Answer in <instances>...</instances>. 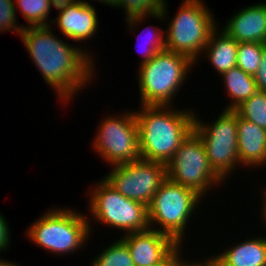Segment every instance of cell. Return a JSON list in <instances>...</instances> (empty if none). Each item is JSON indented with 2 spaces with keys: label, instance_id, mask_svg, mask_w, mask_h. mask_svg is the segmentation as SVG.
<instances>
[{
  "label": "cell",
  "instance_id": "9c48e42d",
  "mask_svg": "<svg viewBox=\"0 0 266 266\" xmlns=\"http://www.w3.org/2000/svg\"><path fill=\"white\" fill-rule=\"evenodd\" d=\"M167 178L194 190L202 198L225 182L211 168L201 138L192 131L166 165Z\"/></svg>",
  "mask_w": 266,
  "mask_h": 266
},
{
  "label": "cell",
  "instance_id": "8992f818",
  "mask_svg": "<svg viewBox=\"0 0 266 266\" xmlns=\"http://www.w3.org/2000/svg\"><path fill=\"white\" fill-rule=\"evenodd\" d=\"M165 30V50L183 54L196 64L211 32L219 25L202 0H182Z\"/></svg>",
  "mask_w": 266,
  "mask_h": 266
},
{
  "label": "cell",
  "instance_id": "cb8c5ba5",
  "mask_svg": "<svg viewBox=\"0 0 266 266\" xmlns=\"http://www.w3.org/2000/svg\"><path fill=\"white\" fill-rule=\"evenodd\" d=\"M154 26L155 25L145 26V29L143 30V34H144V32L146 33L145 37L147 39H145V40H147V41L144 40V43H145L144 46L146 45L145 47L141 44L144 50L141 49L142 55L141 54L140 55L142 56V58H141V61H139L140 62L139 64H142V63L149 61L158 52L165 50V34H164L165 30L161 29L160 27L158 28V27H154ZM139 35L141 36V34H139Z\"/></svg>",
  "mask_w": 266,
  "mask_h": 266
},
{
  "label": "cell",
  "instance_id": "6da1fadb",
  "mask_svg": "<svg viewBox=\"0 0 266 266\" xmlns=\"http://www.w3.org/2000/svg\"><path fill=\"white\" fill-rule=\"evenodd\" d=\"M57 36L48 25L23 28L19 38L45 83L65 106L92 83L96 76L95 56Z\"/></svg>",
  "mask_w": 266,
  "mask_h": 266
},
{
  "label": "cell",
  "instance_id": "ba28073f",
  "mask_svg": "<svg viewBox=\"0 0 266 266\" xmlns=\"http://www.w3.org/2000/svg\"><path fill=\"white\" fill-rule=\"evenodd\" d=\"M198 115L196 113L194 117L193 131L201 138L211 168L223 181L228 180L231 172L241 166L238 156V114L222 108L217 120L211 123L203 122L205 120Z\"/></svg>",
  "mask_w": 266,
  "mask_h": 266
},
{
  "label": "cell",
  "instance_id": "ac0fdd59",
  "mask_svg": "<svg viewBox=\"0 0 266 266\" xmlns=\"http://www.w3.org/2000/svg\"><path fill=\"white\" fill-rule=\"evenodd\" d=\"M166 0H118L116 9H124L125 20L128 23L129 31H136L140 23H144L148 17L152 19L165 20L170 18L168 16ZM166 18V19H165ZM137 25V26H136ZM136 28V29H135Z\"/></svg>",
  "mask_w": 266,
  "mask_h": 266
},
{
  "label": "cell",
  "instance_id": "4316f807",
  "mask_svg": "<svg viewBox=\"0 0 266 266\" xmlns=\"http://www.w3.org/2000/svg\"><path fill=\"white\" fill-rule=\"evenodd\" d=\"M258 91L266 93V48L263 50L259 68L254 75Z\"/></svg>",
  "mask_w": 266,
  "mask_h": 266
},
{
  "label": "cell",
  "instance_id": "277c9868",
  "mask_svg": "<svg viewBox=\"0 0 266 266\" xmlns=\"http://www.w3.org/2000/svg\"><path fill=\"white\" fill-rule=\"evenodd\" d=\"M138 65L140 103L158 106L173 104L171 101L183 87L186 76L195 68V62L189 57L168 50L160 51L149 61Z\"/></svg>",
  "mask_w": 266,
  "mask_h": 266
},
{
  "label": "cell",
  "instance_id": "7a4b0ae2",
  "mask_svg": "<svg viewBox=\"0 0 266 266\" xmlns=\"http://www.w3.org/2000/svg\"><path fill=\"white\" fill-rule=\"evenodd\" d=\"M173 106L141 105L134 111L142 160L167 165L193 131L194 110Z\"/></svg>",
  "mask_w": 266,
  "mask_h": 266
},
{
  "label": "cell",
  "instance_id": "1f68e13d",
  "mask_svg": "<svg viewBox=\"0 0 266 266\" xmlns=\"http://www.w3.org/2000/svg\"><path fill=\"white\" fill-rule=\"evenodd\" d=\"M0 266H20V265H18L17 262L16 263L12 261L10 262V261H6L5 258L4 259L0 258Z\"/></svg>",
  "mask_w": 266,
  "mask_h": 266
},
{
  "label": "cell",
  "instance_id": "5bb4252c",
  "mask_svg": "<svg viewBox=\"0 0 266 266\" xmlns=\"http://www.w3.org/2000/svg\"><path fill=\"white\" fill-rule=\"evenodd\" d=\"M225 23L221 29L236 42L266 44V2L241 8Z\"/></svg>",
  "mask_w": 266,
  "mask_h": 266
},
{
  "label": "cell",
  "instance_id": "484cf974",
  "mask_svg": "<svg viewBox=\"0 0 266 266\" xmlns=\"http://www.w3.org/2000/svg\"><path fill=\"white\" fill-rule=\"evenodd\" d=\"M6 219L0 212V252L8 250L11 243V232L9 230L10 227H8L9 222Z\"/></svg>",
  "mask_w": 266,
  "mask_h": 266
},
{
  "label": "cell",
  "instance_id": "8fae6325",
  "mask_svg": "<svg viewBox=\"0 0 266 266\" xmlns=\"http://www.w3.org/2000/svg\"><path fill=\"white\" fill-rule=\"evenodd\" d=\"M103 178L126 198L148 206L167 179V168L160 162L139 159L111 166V171Z\"/></svg>",
  "mask_w": 266,
  "mask_h": 266
},
{
  "label": "cell",
  "instance_id": "52a82bcc",
  "mask_svg": "<svg viewBox=\"0 0 266 266\" xmlns=\"http://www.w3.org/2000/svg\"><path fill=\"white\" fill-rule=\"evenodd\" d=\"M89 194V212L100 224L121 230L124 234L149 229L148 208L144 203L128 199L100 179Z\"/></svg>",
  "mask_w": 266,
  "mask_h": 266
},
{
  "label": "cell",
  "instance_id": "4fadbf2b",
  "mask_svg": "<svg viewBox=\"0 0 266 266\" xmlns=\"http://www.w3.org/2000/svg\"><path fill=\"white\" fill-rule=\"evenodd\" d=\"M134 266H164L181 249L170 236L154 229L123 234Z\"/></svg>",
  "mask_w": 266,
  "mask_h": 266
},
{
  "label": "cell",
  "instance_id": "9a60e30c",
  "mask_svg": "<svg viewBox=\"0 0 266 266\" xmlns=\"http://www.w3.org/2000/svg\"><path fill=\"white\" fill-rule=\"evenodd\" d=\"M237 132L240 165L250 169L266 166V129L238 115Z\"/></svg>",
  "mask_w": 266,
  "mask_h": 266
},
{
  "label": "cell",
  "instance_id": "e0dca14e",
  "mask_svg": "<svg viewBox=\"0 0 266 266\" xmlns=\"http://www.w3.org/2000/svg\"><path fill=\"white\" fill-rule=\"evenodd\" d=\"M215 256L226 266H266V235L243 239Z\"/></svg>",
  "mask_w": 266,
  "mask_h": 266
},
{
  "label": "cell",
  "instance_id": "2e32d148",
  "mask_svg": "<svg viewBox=\"0 0 266 266\" xmlns=\"http://www.w3.org/2000/svg\"><path fill=\"white\" fill-rule=\"evenodd\" d=\"M219 30V31H218ZM238 42L231 38L219 25L211 32L207 45L201 57L207 58L208 63L222 75L237 65ZM203 54V56H202ZM206 55V56H205Z\"/></svg>",
  "mask_w": 266,
  "mask_h": 266
},
{
  "label": "cell",
  "instance_id": "4dcf8cb0",
  "mask_svg": "<svg viewBox=\"0 0 266 266\" xmlns=\"http://www.w3.org/2000/svg\"><path fill=\"white\" fill-rule=\"evenodd\" d=\"M93 1H95V2L99 1L104 5H108L109 7L111 6V8H113V7L115 8V6L118 2V0H97V1L93 0Z\"/></svg>",
  "mask_w": 266,
  "mask_h": 266
},
{
  "label": "cell",
  "instance_id": "f1b7e54d",
  "mask_svg": "<svg viewBox=\"0 0 266 266\" xmlns=\"http://www.w3.org/2000/svg\"><path fill=\"white\" fill-rule=\"evenodd\" d=\"M183 248L170 260L168 261L164 266H191V261L190 259L186 261V259L183 254ZM185 260V261H184ZM190 261V262H189Z\"/></svg>",
  "mask_w": 266,
  "mask_h": 266
},
{
  "label": "cell",
  "instance_id": "5b68a950",
  "mask_svg": "<svg viewBox=\"0 0 266 266\" xmlns=\"http://www.w3.org/2000/svg\"><path fill=\"white\" fill-rule=\"evenodd\" d=\"M201 199L194 190L167 178L147 206L149 227L167 234L182 247L186 228Z\"/></svg>",
  "mask_w": 266,
  "mask_h": 266
},
{
  "label": "cell",
  "instance_id": "ffe728a7",
  "mask_svg": "<svg viewBox=\"0 0 266 266\" xmlns=\"http://www.w3.org/2000/svg\"><path fill=\"white\" fill-rule=\"evenodd\" d=\"M17 8L26 19L27 27L50 25L48 21L51 8L56 7L57 0H14Z\"/></svg>",
  "mask_w": 266,
  "mask_h": 266
},
{
  "label": "cell",
  "instance_id": "3957f363",
  "mask_svg": "<svg viewBox=\"0 0 266 266\" xmlns=\"http://www.w3.org/2000/svg\"><path fill=\"white\" fill-rule=\"evenodd\" d=\"M51 208L27 228L28 240L58 256L81 251L92 237L93 225L89 216L70 207Z\"/></svg>",
  "mask_w": 266,
  "mask_h": 266
},
{
  "label": "cell",
  "instance_id": "83f0119b",
  "mask_svg": "<svg viewBox=\"0 0 266 266\" xmlns=\"http://www.w3.org/2000/svg\"><path fill=\"white\" fill-rule=\"evenodd\" d=\"M206 259V260H205ZM199 261H192L191 266H226L222 261H220L214 254L208 258H205Z\"/></svg>",
  "mask_w": 266,
  "mask_h": 266
},
{
  "label": "cell",
  "instance_id": "7402d4cb",
  "mask_svg": "<svg viewBox=\"0 0 266 266\" xmlns=\"http://www.w3.org/2000/svg\"><path fill=\"white\" fill-rule=\"evenodd\" d=\"M241 118L266 129V93L257 91L234 110Z\"/></svg>",
  "mask_w": 266,
  "mask_h": 266
},
{
  "label": "cell",
  "instance_id": "30bf717a",
  "mask_svg": "<svg viewBox=\"0 0 266 266\" xmlns=\"http://www.w3.org/2000/svg\"><path fill=\"white\" fill-rule=\"evenodd\" d=\"M129 111L103 117L93 137L94 152L110 167L141 159L136 115Z\"/></svg>",
  "mask_w": 266,
  "mask_h": 266
},
{
  "label": "cell",
  "instance_id": "d6986e66",
  "mask_svg": "<svg viewBox=\"0 0 266 266\" xmlns=\"http://www.w3.org/2000/svg\"><path fill=\"white\" fill-rule=\"evenodd\" d=\"M220 77L224 82L227 97L230 98L225 110H235L258 91L254 76L247 74L238 66L224 72Z\"/></svg>",
  "mask_w": 266,
  "mask_h": 266
},
{
  "label": "cell",
  "instance_id": "44dd1931",
  "mask_svg": "<svg viewBox=\"0 0 266 266\" xmlns=\"http://www.w3.org/2000/svg\"><path fill=\"white\" fill-rule=\"evenodd\" d=\"M89 266H134L126 243L120 238L102 249Z\"/></svg>",
  "mask_w": 266,
  "mask_h": 266
},
{
  "label": "cell",
  "instance_id": "603a6c76",
  "mask_svg": "<svg viewBox=\"0 0 266 266\" xmlns=\"http://www.w3.org/2000/svg\"><path fill=\"white\" fill-rule=\"evenodd\" d=\"M265 43L239 42L237 48V65L249 75L254 76L259 68Z\"/></svg>",
  "mask_w": 266,
  "mask_h": 266
},
{
  "label": "cell",
  "instance_id": "f546056e",
  "mask_svg": "<svg viewBox=\"0 0 266 266\" xmlns=\"http://www.w3.org/2000/svg\"><path fill=\"white\" fill-rule=\"evenodd\" d=\"M264 189L262 190V188H261L262 198H263L261 203H263V204H261L262 206H260V207H262V208L260 210L262 211V213H261V215H262L261 218L263 219L262 222L266 226V187Z\"/></svg>",
  "mask_w": 266,
  "mask_h": 266
},
{
  "label": "cell",
  "instance_id": "7c38bea8",
  "mask_svg": "<svg viewBox=\"0 0 266 266\" xmlns=\"http://www.w3.org/2000/svg\"><path fill=\"white\" fill-rule=\"evenodd\" d=\"M58 16L49 19L50 25H57L61 34L73 42L86 44L98 33L99 21L96 8L86 0H57Z\"/></svg>",
  "mask_w": 266,
  "mask_h": 266
},
{
  "label": "cell",
  "instance_id": "d4e9b609",
  "mask_svg": "<svg viewBox=\"0 0 266 266\" xmlns=\"http://www.w3.org/2000/svg\"><path fill=\"white\" fill-rule=\"evenodd\" d=\"M14 0H0V33L7 31H14L15 34L20 36L23 31L24 25L17 24V12Z\"/></svg>",
  "mask_w": 266,
  "mask_h": 266
}]
</instances>
